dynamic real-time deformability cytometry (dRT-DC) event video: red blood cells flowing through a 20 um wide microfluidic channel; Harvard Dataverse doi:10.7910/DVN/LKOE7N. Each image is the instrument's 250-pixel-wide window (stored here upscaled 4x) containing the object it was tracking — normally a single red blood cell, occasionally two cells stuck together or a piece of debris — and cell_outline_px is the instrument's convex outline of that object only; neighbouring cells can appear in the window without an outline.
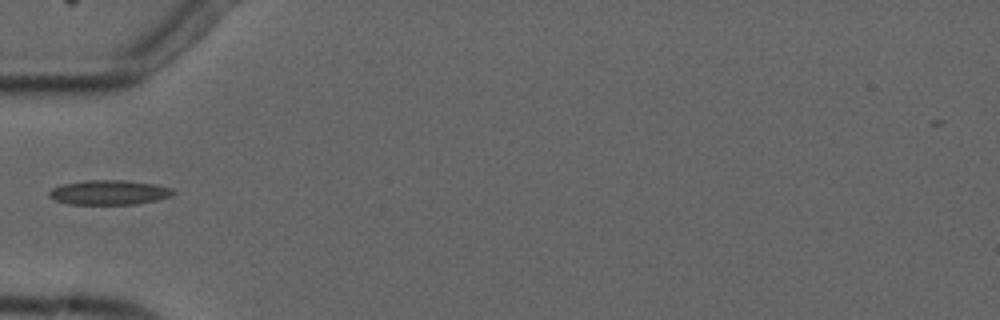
{"species": "common noctule bat (a hibernating species)", "species_latin": "Nyctalus noctula", "temperature_condition": "cold", "stored_images_in_passage": 7, "camera_frame_rate_fps": 3000, "um_per_image_px": 0.085, "animal": {"sex": "male", "forearm_length_mm": 52.5}, "frame": {"image": 1, "passage_image": 6, "time_ms": 6.667, "image_size_px": [1000, 320], "cell_outline_px": [[176, 192], [172, 196], [156, 200], [136, 204], [72, 204], [56, 200], [48, 196], [48, 192], [52, 188], [64, 184], [84, 180], [128, 180], [156, 184], [172, 188]], "centroid_in_image_um": [9.31, 16.35], "position_along_channel_um": 75.7, "area_um2": 17.86}}
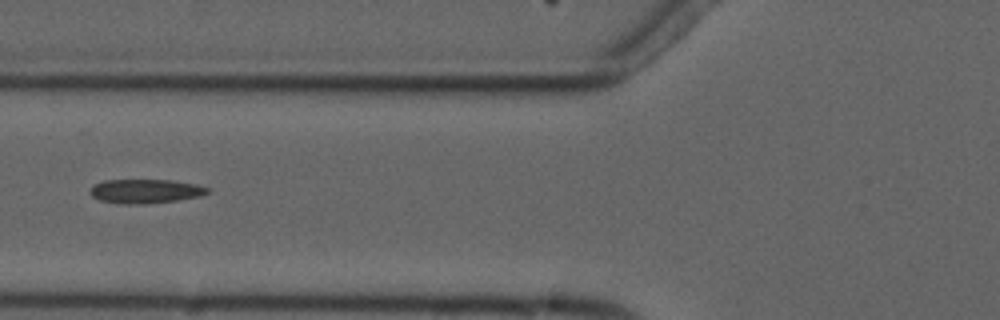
{"frame": {"image": 2, "passage_image": 7, "time_ms": 7.667, "image_size_px": [1000, 320], "cell_outline_px": [[208, 192], [200, 196], [176, 200], [148, 204], [124, 204], [100, 200], [92, 196], [88, 192], [96, 184], [104, 180], [172, 180], [196, 184], [208, 188]], "centroid_in_image_um": [12.35, 16.25], "position_along_channel_um": 113.5, "area_um2": 16.36}}